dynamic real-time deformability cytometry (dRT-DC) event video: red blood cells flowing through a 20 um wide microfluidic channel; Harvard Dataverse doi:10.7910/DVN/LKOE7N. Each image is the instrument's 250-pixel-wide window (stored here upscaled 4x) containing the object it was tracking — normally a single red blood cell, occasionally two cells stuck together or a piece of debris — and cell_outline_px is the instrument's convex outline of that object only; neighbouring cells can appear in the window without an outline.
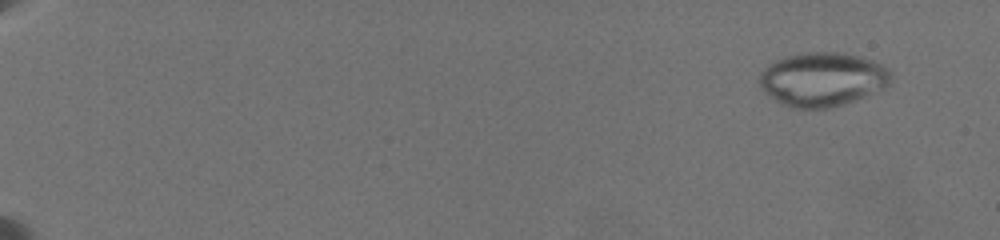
{"species": "common noctule bat (a hibernating species)", "species_latin": "Nyctalus noctula", "temperature_condition": "warm", "stored_images_in_passage": 47, "camera_frame_rate_fps": 3000, "um_per_image_px": 0.085, "animal": {"sex": "female", "body_mass_g": 19.5, "forearm_length_mm": 54.1}, "frame": {"image": 1, "passage_image": 2, "time_ms": 0.667, "image_size_px": [1000, 240], "cell_outline_px": [[892, 84], [876, 92], [844, 104], [828, 108], [796, 108], [780, 104], [768, 96], [760, 88], [756, 80], [760, 72], [768, 64], [784, 56], [804, 52], [836, 52], [860, 56], [872, 60], [888, 68], [892, 72]], "centroid_in_image_um": [69.89, 6.74], "position_along_channel_um": 15.1, "area_um2": 42.02}}
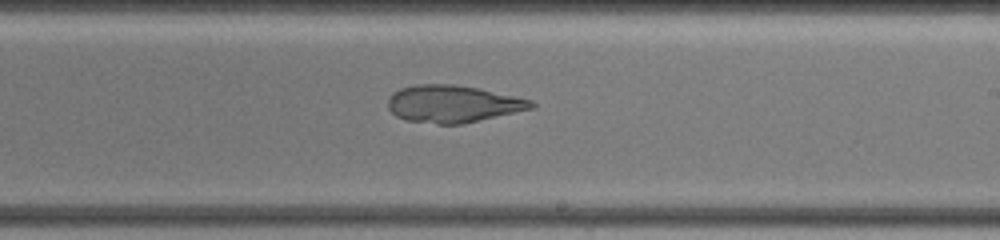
{"frame": {"image": 2, "passage_image": 30, "time_ms": 12.667, "image_size_px": [1000, 240], "cell_outline_px": [[536, 104], [532, 108], [460, 124], [436, 124], [408, 120], [396, 116], [388, 108], [388, 100], [392, 92], [400, 88], [416, 84], [456, 84], [480, 88], [532, 100]], "centroid_in_image_um": [38.46, 8.81], "position_along_channel_um": 250.5, "area_um2": 30.92}}
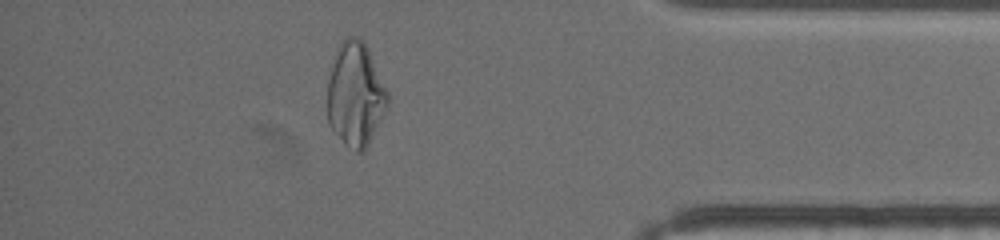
{"frame": {"image": 3, "passage_image": 42, "time_ms": 17.667, "image_size_px": [1000, 240], "cell_outline_px": [[388, 108], [364, 152], [356, 152], [344, 144], [328, 124], [328, 80], [336, 48], [344, 36], [356, 36], [364, 40], [368, 48], [388, 92]], "centroid_in_image_um": [30.22, 8.02], "position_along_channel_um": 405.0, "area_um2": 36.82}}